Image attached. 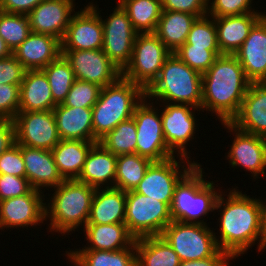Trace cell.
<instances>
[{
    "label": "cell",
    "mask_w": 266,
    "mask_h": 266,
    "mask_svg": "<svg viewBox=\"0 0 266 266\" xmlns=\"http://www.w3.org/2000/svg\"><path fill=\"white\" fill-rule=\"evenodd\" d=\"M228 193L225 199L221 191L215 207V210L223 208L219 219L221 235L220 238L215 236L218 248L235 258L258 241L260 252L266 248V235L261 226L258 198H251L235 188Z\"/></svg>",
    "instance_id": "6da1fadb"
},
{
    "label": "cell",
    "mask_w": 266,
    "mask_h": 266,
    "mask_svg": "<svg viewBox=\"0 0 266 266\" xmlns=\"http://www.w3.org/2000/svg\"><path fill=\"white\" fill-rule=\"evenodd\" d=\"M250 84L234 54L219 55L202 74V111H211L222 123L231 122Z\"/></svg>",
    "instance_id": "7a4b0ae2"
},
{
    "label": "cell",
    "mask_w": 266,
    "mask_h": 266,
    "mask_svg": "<svg viewBox=\"0 0 266 266\" xmlns=\"http://www.w3.org/2000/svg\"><path fill=\"white\" fill-rule=\"evenodd\" d=\"M146 97L145 90L122 76L113 84L101 88L98 101L92 107L93 142H99L120 122L133 117L135 108Z\"/></svg>",
    "instance_id": "3957f363"
},
{
    "label": "cell",
    "mask_w": 266,
    "mask_h": 266,
    "mask_svg": "<svg viewBox=\"0 0 266 266\" xmlns=\"http://www.w3.org/2000/svg\"><path fill=\"white\" fill-rule=\"evenodd\" d=\"M145 92L149 99L157 98L162 103L190 105L201 110L202 74L191 69L175 53H171L158 78Z\"/></svg>",
    "instance_id": "277c9868"
},
{
    "label": "cell",
    "mask_w": 266,
    "mask_h": 266,
    "mask_svg": "<svg viewBox=\"0 0 266 266\" xmlns=\"http://www.w3.org/2000/svg\"><path fill=\"white\" fill-rule=\"evenodd\" d=\"M50 203L45 204V219H50L49 228L65 235L87 224L95 188L77 180H64L53 188ZM50 215V216H49Z\"/></svg>",
    "instance_id": "5b68a950"
},
{
    "label": "cell",
    "mask_w": 266,
    "mask_h": 266,
    "mask_svg": "<svg viewBox=\"0 0 266 266\" xmlns=\"http://www.w3.org/2000/svg\"><path fill=\"white\" fill-rule=\"evenodd\" d=\"M201 167L196 164L176 185L170 206L172 220L206 225L201 216L215 210L221 191L215 190L213 181H205Z\"/></svg>",
    "instance_id": "8992f818"
},
{
    "label": "cell",
    "mask_w": 266,
    "mask_h": 266,
    "mask_svg": "<svg viewBox=\"0 0 266 266\" xmlns=\"http://www.w3.org/2000/svg\"><path fill=\"white\" fill-rule=\"evenodd\" d=\"M171 53L154 33H138L132 58L122 71V77L146 91L158 78L166 58Z\"/></svg>",
    "instance_id": "52a82bcc"
},
{
    "label": "cell",
    "mask_w": 266,
    "mask_h": 266,
    "mask_svg": "<svg viewBox=\"0 0 266 266\" xmlns=\"http://www.w3.org/2000/svg\"><path fill=\"white\" fill-rule=\"evenodd\" d=\"M171 221L166 203L133 190L126 192L124 223L135 239L161 235Z\"/></svg>",
    "instance_id": "ba28073f"
},
{
    "label": "cell",
    "mask_w": 266,
    "mask_h": 266,
    "mask_svg": "<svg viewBox=\"0 0 266 266\" xmlns=\"http://www.w3.org/2000/svg\"><path fill=\"white\" fill-rule=\"evenodd\" d=\"M160 236L173 248L181 261L205 259L219 250L216 235L208 225L172 220Z\"/></svg>",
    "instance_id": "9c48e42d"
},
{
    "label": "cell",
    "mask_w": 266,
    "mask_h": 266,
    "mask_svg": "<svg viewBox=\"0 0 266 266\" xmlns=\"http://www.w3.org/2000/svg\"><path fill=\"white\" fill-rule=\"evenodd\" d=\"M147 97L135 108L133 118L137 130L136 154L152 162H160L175 156L164 139L161 115ZM146 100V101H145ZM156 109V110H155Z\"/></svg>",
    "instance_id": "30bf717a"
},
{
    "label": "cell",
    "mask_w": 266,
    "mask_h": 266,
    "mask_svg": "<svg viewBox=\"0 0 266 266\" xmlns=\"http://www.w3.org/2000/svg\"><path fill=\"white\" fill-rule=\"evenodd\" d=\"M101 22L103 25L102 50L123 71L132 58L133 45L138 32L118 2L107 19L103 20L101 16Z\"/></svg>",
    "instance_id": "8fae6325"
},
{
    "label": "cell",
    "mask_w": 266,
    "mask_h": 266,
    "mask_svg": "<svg viewBox=\"0 0 266 266\" xmlns=\"http://www.w3.org/2000/svg\"><path fill=\"white\" fill-rule=\"evenodd\" d=\"M175 157L160 162H152L143 179L133 191L162 201L170 207L176 185L198 163L184 161L187 163V167L182 166ZM180 167L184 170L179 169Z\"/></svg>",
    "instance_id": "7c38bea8"
},
{
    "label": "cell",
    "mask_w": 266,
    "mask_h": 266,
    "mask_svg": "<svg viewBox=\"0 0 266 266\" xmlns=\"http://www.w3.org/2000/svg\"><path fill=\"white\" fill-rule=\"evenodd\" d=\"M13 121L19 145L51 151L61 140L53 110L18 112Z\"/></svg>",
    "instance_id": "4fadbf2b"
},
{
    "label": "cell",
    "mask_w": 266,
    "mask_h": 266,
    "mask_svg": "<svg viewBox=\"0 0 266 266\" xmlns=\"http://www.w3.org/2000/svg\"><path fill=\"white\" fill-rule=\"evenodd\" d=\"M69 62L75 78L105 87L115 83L122 71L107 57L102 49L61 50Z\"/></svg>",
    "instance_id": "5bb4252c"
},
{
    "label": "cell",
    "mask_w": 266,
    "mask_h": 266,
    "mask_svg": "<svg viewBox=\"0 0 266 266\" xmlns=\"http://www.w3.org/2000/svg\"><path fill=\"white\" fill-rule=\"evenodd\" d=\"M164 107L165 108L162 110L163 112H161L160 115L162 120L163 135L168 149L173 154H177L176 156L179 155V160H181V162L184 160L189 161L190 155L186 150V145H188L187 143L189 140L194 139L196 131L194 111L199 108L174 103H165ZM192 109H194L193 112ZM175 150L178 153H176Z\"/></svg>",
    "instance_id": "9a60e30c"
},
{
    "label": "cell",
    "mask_w": 266,
    "mask_h": 266,
    "mask_svg": "<svg viewBox=\"0 0 266 266\" xmlns=\"http://www.w3.org/2000/svg\"><path fill=\"white\" fill-rule=\"evenodd\" d=\"M97 8L90 2L83 10L74 11L61 41V50L102 49L103 25Z\"/></svg>",
    "instance_id": "2e32d148"
},
{
    "label": "cell",
    "mask_w": 266,
    "mask_h": 266,
    "mask_svg": "<svg viewBox=\"0 0 266 266\" xmlns=\"http://www.w3.org/2000/svg\"><path fill=\"white\" fill-rule=\"evenodd\" d=\"M235 134L228 152L229 163L234 167H243L252 173L253 178L265 176L266 170V138L237 129L230 122L221 123Z\"/></svg>",
    "instance_id": "e0dca14e"
},
{
    "label": "cell",
    "mask_w": 266,
    "mask_h": 266,
    "mask_svg": "<svg viewBox=\"0 0 266 266\" xmlns=\"http://www.w3.org/2000/svg\"><path fill=\"white\" fill-rule=\"evenodd\" d=\"M41 194L40 190L32 189L28 194L0 201V228L35 227L43 223L46 203Z\"/></svg>",
    "instance_id": "ac0fdd59"
},
{
    "label": "cell",
    "mask_w": 266,
    "mask_h": 266,
    "mask_svg": "<svg viewBox=\"0 0 266 266\" xmlns=\"http://www.w3.org/2000/svg\"><path fill=\"white\" fill-rule=\"evenodd\" d=\"M74 8V0H42L27 14L31 31L62 41Z\"/></svg>",
    "instance_id": "d6986e66"
},
{
    "label": "cell",
    "mask_w": 266,
    "mask_h": 266,
    "mask_svg": "<svg viewBox=\"0 0 266 266\" xmlns=\"http://www.w3.org/2000/svg\"><path fill=\"white\" fill-rule=\"evenodd\" d=\"M251 83L266 82V14L234 53Z\"/></svg>",
    "instance_id": "ffe728a7"
},
{
    "label": "cell",
    "mask_w": 266,
    "mask_h": 266,
    "mask_svg": "<svg viewBox=\"0 0 266 266\" xmlns=\"http://www.w3.org/2000/svg\"><path fill=\"white\" fill-rule=\"evenodd\" d=\"M230 123L241 131L266 138V82L250 84Z\"/></svg>",
    "instance_id": "44dd1931"
},
{
    "label": "cell",
    "mask_w": 266,
    "mask_h": 266,
    "mask_svg": "<svg viewBox=\"0 0 266 266\" xmlns=\"http://www.w3.org/2000/svg\"><path fill=\"white\" fill-rule=\"evenodd\" d=\"M61 54V41L58 38L33 32L13 51L26 70H42Z\"/></svg>",
    "instance_id": "7402d4cb"
},
{
    "label": "cell",
    "mask_w": 266,
    "mask_h": 266,
    "mask_svg": "<svg viewBox=\"0 0 266 266\" xmlns=\"http://www.w3.org/2000/svg\"><path fill=\"white\" fill-rule=\"evenodd\" d=\"M265 15L263 12L213 17L217 42L222 54H234L248 37L253 26Z\"/></svg>",
    "instance_id": "603a6c76"
},
{
    "label": "cell",
    "mask_w": 266,
    "mask_h": 266,
    "mask_svg": "<svg viewBox=\"0 0 266 266\" xmlns=\"http://www.w3.org/2000/svg\"><path fill=\"white\" fill-rule=\"evenodd\" d=\"M26 178L33 189L54 188L64 180L57 170L52 151L22 145Z\"/></svg>",
    "instance_id": "cb8c5ba5"
},
{
    "label": "cell",
    "mask_w": 266,
    "mask_h": 266,
    "mask_svg": "<svg viewBox=\"0 0 266 266\" xmlns=\"http://www.w3.org/2000/svg\"><path fill=\"white\" fill-rule=\"evenodd\" d=\"M116 165L117 155L106 150L98 142L90 149L77 181L95 189L103 188L102 185H108L104 186L105 188L114 187Z\"/></svg>",
    "instance_id": "d4e9b609"
},
{
    "label": "cell",
    "mask_w": 266,
    "mask_h": 266,
    "mask_svg": "<svg viewBox=\"0 0 266 266\" xmlns=\"http://www.w3.org/2000/svg\"><path fill=\"white\" fill-rule=\"evenodd\" d=\"M53 112L61 139L93 141L92 108L59 104Z\"/></svg>",
    "instance_id": "484cf974"
},
{
    "label": "cell",
    "mask_w": 266,
    "mask_h": 266,
    "mask_svg": "<svg viewBox=\"0 0 266 266\" xmlns=\"http://www.w3.org/2000/svg\"><path fill=\"white\" fill-rule=\"evenodd\" d=\"M126 191L115 187L95 189L87 224L124 223Z\"/></svg>",
    "instance_id": "4316f807"
},
{
    "label": "cell",
    "mask_w": 266,
    "mask_h": 266,
    "mask_svg": "<svg viewBox=\"0 0 266 266\" xmlns=\"http://www.w3.org/2000/svg\"><path fill=\"white\" fill-rule=\"evenodd\" d=\"M55 106L45 73L42 70H26L20 84L18 112L48 111Z\"/></svg>",
    "instance_id": "83f0119b"
},
{
    "label": "cell",
    "mask_w": 266,
    "mask_h": 266,
    "mask_svg": "<svg viewBox=\"0 0 266 266\" xmlns=\"http://www.w3.org/2000/svg\"><path fill=\"white\" fill-rule=\"evenodd\" d=\"M97 142L63 140L51 150L57 170L63 180H77L82 172L90 149Z\"/></svg>",
    "instance_id": "f1b7e54d"
},
{
    "label": "cell",
    "mask_w": 266,
    "mask_h": 266,
    "mask_svg": "<svg viewBox=\"0 0 266 266\" xmlns=\"http://www.w3.org/2000/svg\"><path fill=\"white\" fill-rule=\"evenodd\" d=\"M84 232L90 246L79 250L118 251L130 247L136 240L125 223L86 224Z\"/></svg>",
    "instance_id": "f546056e"
},
{
    "label": "cell",
    "mask_w": 266,
    "mask_h": 266,
    "mask_svg": "<svg viewBox=\"0 0 266 266\" xmlns=\"http://www.w3.org/2000/svg\"><path fill=\"white\" fill-rule=\"evenodd\" d=\"M198 17L185 12L163 10L154 34L173 53L182 46Z\"/></svg>",
    "instance_id": "4dcf8cb0"
},
{
    "label": "cell",
    "mask_w": 266,
    "mask_h": 266,
    "mask_svg": "<svg viewBox=\"0 0 266 266\" xmlns=\"http://www.w3.org/2000/svg\"><path fill=\"white\" fill-rule=\"evenodd\" d=\"M137 266H179L181 260L160 235L135 240Z\"/></svg>",
    "instance_id": "1f68e13d"
},
{
    "label": "cell",
    "mask_w": 266,
    "mask_h": 266,
    "mask_svg": "<svg viewBox=\"0 0 266 266\" xmlns=\"http://www.w3.org/2000/svg\"><path fill=\"white\" fill-rule=\"evenodd\" d=\"M138 33H154L162 14L161 0H119Z\"/></svg>",
    "instance_id": "d6a6232c"
},
{
    "label": "cell",
    "mask_w": 266,
    "mask_h": 266,
    "mask_svg": "<svg viewBox=\"0 0 266 266\" xmlns=\"http://www.w3.org/2000/svg\"><path fill=\"white\" fill-rule=\"evenodd\" d=\"M81 266H137L136 243L118 250H77L68 252Z\"/></svg>",
    "instance_id": "836d02e7"
},
{
    "label": "cell",
    "mask_w": 266,
    "mask_h": 266,
    "mask_svg": "<svg viewBox=\"0 0 266 266\" xmlns=\"http://www.w3.org/2000/svg\"><path fill=\"white\" fill-rule=\"evenodd\" d=\"M151 163V160L136 153L117 155L114 187L126 192L134 190Z\"/></svg>",
    "instance_id": "e575fe53"
},
{
    "label": "cell",
    "mask_w": 266,
    "mask_h": 266,
    "mask_svg": "<svg viewBox=\"0 0 266 266\" xmlns=\"http://www.w3.org/2000/svg\"><path fill=\"white\" fill-rule=\"evenodd\" d=\"M45 73L54 103L62 104L76 78L69 62L61 54L56 60L42 69Z\"/></svg>",
    "instance_id": "d590c367"
},
{
    "label": "cell",
    "mask_w": 266,
    "mask_h": 266,
    "mask_svg": "<svg viewBox=\"0 0 266 266\" xmlns=\"http://www.w3.org/2000/svg\"><path fill=\"white\" fill-rule=\"evenodd\" d=\"M137 130L134 118L120 122L99 143L114 155L136 153Z\"/></svg>",
    "instance_id": "8d00e7d4"
},
{
    "label": "cell",
    "mask_w": 266,
    "mask_h": 266,
    "mask_svg": "<svg viewBox=\"0 0 266 266\" xmlns=\"http://www.w3.org/2000/svg\"><path fill=\"white\" fill-rule=\"evenodd\" d=\"M27 15L0 10V36L13 52L31 33Z\"/></svg>",
    "instance_id": "74e56055"
},
{
    "label": "cell",
    "mask_w": 266,
    "mask_h": 266,
    "mask_svg": "<svg viewBox=\"0 0 266 266\" xmlns=\"http://www.w3.org/2000/svg\"><path fill=\"white\" fill-rule=\"evenodd\" d=\"M173 53L191 69L201 74H204L222 54L219 47H193L186 42Z\"/></svg>",
    "instance_id": "f35d334b"
},
{
    "label": "cell",
    "mask_w": 266,
    "mask_h": 266,
    "mask_svg": "<svg viewBox=\"0 0 266 266\" xmlns=\"http://www.w3.org/2000/svg\"><path fill=\"white\" fill-rule=\"evenodd\" d=\"M101 88L95 83L76 79L62 104L70 107L92 108L98 101Z\"/></svg>",
    "instance_id": "ab89813d"
},
{
    "label": "cell",
    "mask_w": 266,
    "mask_h": 266,
    "mask_svg": "<svg viewBox=\"0 0 266 266\" xmlns=\"http://www.w3.org/2000/svg\"><path fill=\"white\" fill-rule=\"evenodd\" d=\"M208 15L197 18L192 24L186 43L193 47H219L214 18Z\"/></svg>",
    "instance_id": "60d3db41"
},
{
    "label": "cell",
    "mask_w": 266,
    "mask_h": 266,
    "mask_svg": "<svg viewBox=\"0 0 266 266\" xmlns=\"http://www.w3.org/2000/svg\"><path fill=\"white\" fill-rule=\"evenodd\" d=\"M208 16L211 17H224L233 15H242L246 13L257 12L253 10L252 0H212L208 2ZM210 14V15H209Z\"/></svg>",
    "instance_id": "b9f144b4"
},
{
    "label": "cell",
    "mask_w": 266,
    "mask_h": 266,
    "mask_svg": "<svg viewBox=\"0 0 266 266\" xmlns=\"http://www.w3.org/2000/svg\"><path fill=\"white\" fill-rule=\"evenodd\" d=\"M20 104V84H0V119L17 115Z\"/></svg>",
    "instance_id": "7bdbcfd3"
},
{
    "label": "cell",
    "mask_w": 266,
    "mask_h": 266,
    "mask_svg": "<svg viewBox=\"0 0 266 266\" xmlns=\"http://www.w3.org/2000/svg\"><path fill=\"white\" fill-rule=\"evenodd\" d=\"M0 174L26 177L22 145L15 142L0 155Z\"/></svg>",
    "instance_id": "ee69618b"
},
{
    "label": "cell",
    "mask_w": 266,
    "mask_h": 266,
    "mask_svg": "<svg viewBox=\"0 0 266 266\" xmlns=\"http://www.w3.org/2000/svg\"><path fill=\"white\" fill-rule=\"evenodd\" d=\"M32 189L26 177L0 174V201L28 194Z\"/></svg>",
    "instance_id": "f6af8a7d"
},
{
    "label": "cell",
    "mask_w": 266,
    "mask_h": 266,
    "mask_svg": "<svg viewBox=\"0 0 266 266\" xmlns=\"http://www.w3.org/2000/svg\"><path fill=\"white\" fill-rule=\"evenodd\" d=\"M210 0H161L162 10L185 12L204 17L208 12V2Z\"/></svg>",
    "instance_id": "bcb514c9"
},
{
    "label": "cell",
    "mask_w": 266,
    "mask_h": 266,
    "mask_svg": "<svg viewBox=\"0 0 266 266\" xmlns=\"http://www.w3.org/2000/svg\"><path fill=\"white\" fill-rule=\"evenodd\" d=\"M26 69L12 54L0 59V84H21Z\"/></svg>",
    "instance_id": "7dc6e473"
},
{
    "label": "cell",
    "mask_w": 266,
    "mask_h": 266,
    "mask_svg": "<svg viewBox=\"0 0 266 266\" xmlns=\"http://www.w3.org/2000/svg\"><path fill=\"white\" fill-rule=\"evenodd\" d=\"M42 0H0V10L8 13L27 15Z\"/></svg>",
    "instance_id": "c3c4849f"
},
{
    "label": "cell",
    "mask_w": 266,
    "mask_h": 266,
    "mask_svg": "<svg viewBox=\"0 0 266 266\" xmlns=\"http://www.w3.org/2000/svg\"><path fill=\"white\" fill-rule=\"evenodd\" d=\"M234 259L228 252L218 250L213 256L192 261H181L179 266H228V260Z\"/></svg>",
    "instance_id": "681fc988"
},
{
    "label": "cell",
    "mask_w": 266,
    "mask_h": 266,
    "mask_svg": "<svg viewBox=\"0 0 266 266\" xmlns=\"http://www.w3.org/2000/svg\"><path fill=\"white\" fill-rule=\"evenodd\" d=\"M15 143V125L11 119H0V155Z\"/></svg>",
    "instance_id": "f907efd6"
},
{
    "label": "cell",
    "mask_w": 266,
    "mask_h": 266,
    "mask_svg": "<svg viewBox=\"0 0 266 266\" xmlns=\"http://www.w3.org/2000/svg\"><path fill=\"white\" fill-rule=\"evenodd\" d=\"M258 202L260 206L261 226L264 234L266 235V201L263 202L262 200L258 199Z\"/></svg>",
    "instance_id": "816d5d0a"
},
{
    "label": "cell",
    "mask_w": 266,
    "mask_h": 266,
    "mask_svg": "<svg viewBox=\"0 0 266 266\" xmlns=\"http://www.w3.org/2000/svg\"><path fill=\"white\" fill-rule=\"evenodd\" d=\"M13 52L7 45V43L3 40V38L0 36V59L9 57L12 55Z\"/></svg>",
    "instance_id": "f5cc1de1"
},
{
    "label": "cell",
    "mask_w": 266,
    "mask_h": 266,
    "mask_svg": "<svg viewBox=\"0 0 266 266\" xmlns=\"http://www.w3.org/2000/svg\"><path fill=\"white\" fill-rule=\"evenodd\" d=\"M67 253V257H68V259H70V262H72V263H74V266H81L79 263H78V261H76L69 253H68V251L66 252Z\"/></svg>",
    "instance_id": "db71d44e"
}]
</instances>
